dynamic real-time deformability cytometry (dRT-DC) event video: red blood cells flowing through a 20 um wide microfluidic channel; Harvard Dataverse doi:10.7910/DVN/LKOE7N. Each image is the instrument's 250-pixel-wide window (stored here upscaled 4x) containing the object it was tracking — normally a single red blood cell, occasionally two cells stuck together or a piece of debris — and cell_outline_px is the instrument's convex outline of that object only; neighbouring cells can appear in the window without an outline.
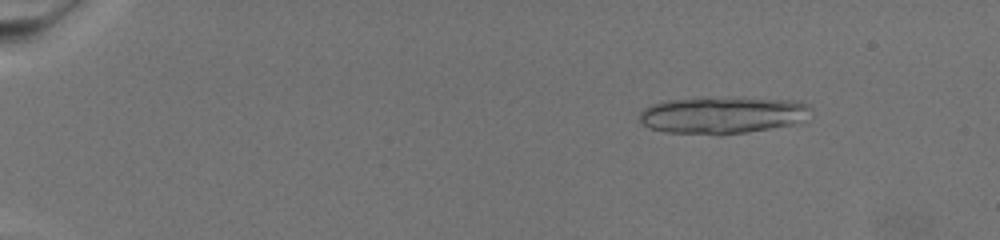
{"species": "common noctule bat (a hibernating species)", "species_latin": "Nyctalus noctula", "temperature_condition": "warm", "stored_images_in_passage": 32, "segment_of_instrument_passage": [1, 2], "camera_frame_rate_fps": 3000, "um_per_image_px": 0.085, "animal": {"sex": "female", "body_mass_g": 19.5, "forearm_length_mm": 54.1}, "frame": {"image": 1, "passage_image": 11, "time_ms": 3.333, "image_size_px": [1000, 240], "cell_outline_px": [[812, 108], [788, 124], [768, 128], [720, 136], [716, 136], [664, 132], [648, 128], [640, 120], [640, 112], [644, 108], [652, 104], [668, 100], [792, 100], [808, 104]], "centroid_in_image_um": [61.23, 9.84], "position_along_channel_um": 23.8, "area_um2": 35.03}}